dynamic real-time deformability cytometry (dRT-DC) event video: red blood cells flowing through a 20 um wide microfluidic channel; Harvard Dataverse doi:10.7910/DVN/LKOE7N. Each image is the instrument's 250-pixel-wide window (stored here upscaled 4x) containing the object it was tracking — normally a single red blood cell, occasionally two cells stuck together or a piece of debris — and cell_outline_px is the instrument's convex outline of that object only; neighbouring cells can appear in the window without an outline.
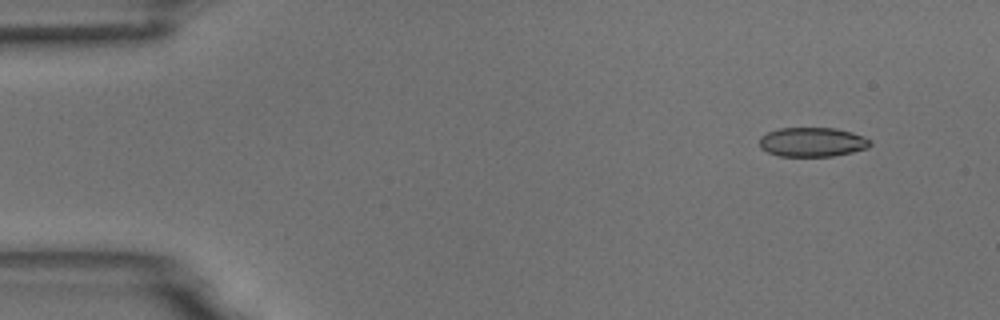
{"species": "common noctule bat (a hibernating species)", "species_latin": "Nyctalus noctula", "temperature_condition": "room temperature", "stored_images_in_passage": 4, "camera_frame_rate_fps": 3000, "um_per_image_px": 0.085, "animal": {"sex": "male", "body_mass_g": 18.8}, "frame": {"image": 1, "passage_image": 1, "time_ms": 0.0, "image_size_px": [1000, 320], "cell_outline_px": [[872, 144], [868, 148], [852, 152], [832, 156], [780, 156], [768, 152], [760, 148], [760, 136], [768, 132], [780, 128], [836, 128], [852, 132], [872, 140]], "centroid_in_image_um": [69.06, 12.07], "position_along_channel_um": 15.9, "area_um2": 18.96}}
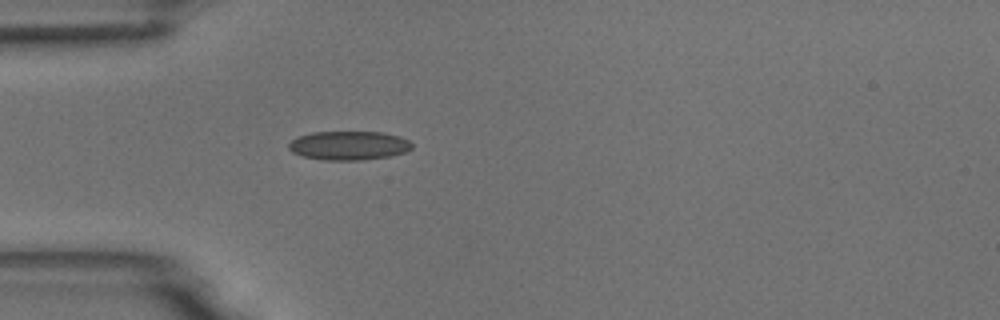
{"frame": {"image": 2, "passage_image": 4, "time_ms": 1.0, "image_size_px": [1000, 320], "cell_outline_px": [[412, 148], [404, 152], [392, 156], [360, 160], [324, 160], [304, 156], [292, 152], [288, 148], [288, 144], [292, 140], [300, 136], [312, 132], [384, 132], [400, 136], [408, 140], [412, 144]], "centroid_in_image_um": [29.67, 12.37], "position_along_channel_um": 55.3, "area_um2": 20.75}}